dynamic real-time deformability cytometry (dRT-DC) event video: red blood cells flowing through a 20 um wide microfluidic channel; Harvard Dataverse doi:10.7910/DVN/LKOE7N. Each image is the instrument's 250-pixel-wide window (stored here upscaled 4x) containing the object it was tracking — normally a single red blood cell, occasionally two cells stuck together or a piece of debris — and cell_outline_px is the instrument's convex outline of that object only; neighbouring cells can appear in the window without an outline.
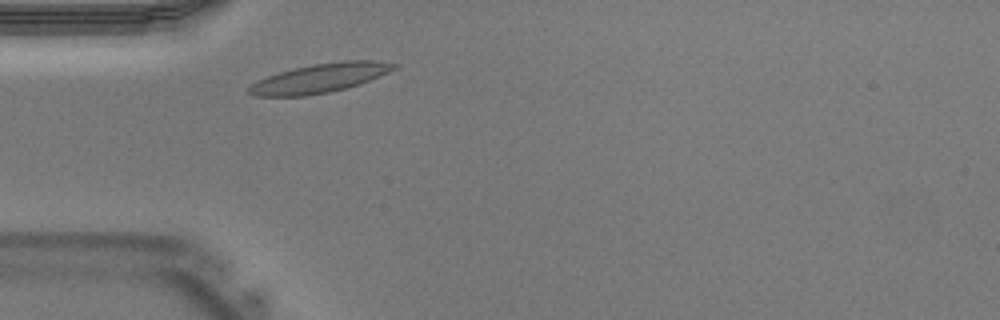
{"species": "Egyptian fruit bat (a non-hibernating species)", "species_latin": "Rousettus aegyptiacus", "temperature_condition": "warm", "stored_images_in_passage": 24, "camera_frame_rate_fps": 3000, "um_per_image_px": 0.085, "animal": {"sex": "male"}, "frame": {"image": 1, "passage_image": 1, "time_ms": 0.0, "image_size_px": [1000, 320], "cell_outline_px": [[400, 64], [396, 68], [388, 72], [360, 84], [328, 92], [304, 96], [256, 96], [248, 92], [248, 88], [256, 80], [280, 72], [312, 64], [344, 60], [372, 60]], "centroid_in_image_um": [27.2, 6.63], "position_along_channel_um": 57.8, "area_um2": 24.33}}
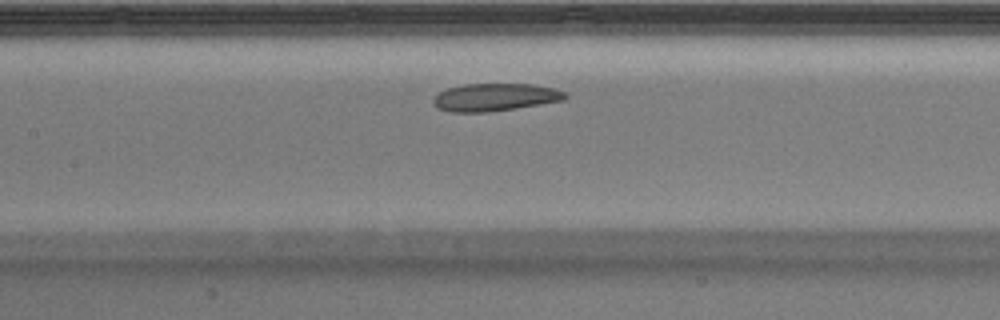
{"frame": {"image": 2, "passage_image": 8, "time_ms": 2.333, "image_size_px": [1000, 320], "cell_outline_px": [[568, 96], [564, 100], [516, 108], [488, 112], [452, 112], [436, 108], [432, 104], [432, 100], [440, 92], [448, 88], [464, 84], [528, 84], [552, 88], [564, 92]], "centroid_in_image_um": [42.03, 8.27], "position_along_channel_um": 165.4, "area_um2": 21.1}}
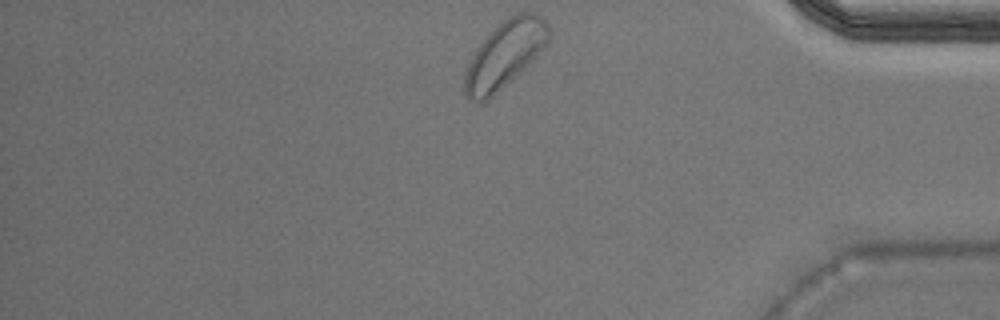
{"frame": {"image": 3, "passage_image": 24, "time_ms": 7.667, "image_size_px": [1000, 320], "cell_outline_px": [[548, 40], [488, 100], [480, 104], [468, 100], [464, 92], [464, 76], [468, 64], [476, 48], [508, 16], [516, 12], [536, 12], [548, 24]], "centroid_in_image_um": [42.82, 4.62], "position_along_channel_um": 392.4, "area_um2": 31.1}}